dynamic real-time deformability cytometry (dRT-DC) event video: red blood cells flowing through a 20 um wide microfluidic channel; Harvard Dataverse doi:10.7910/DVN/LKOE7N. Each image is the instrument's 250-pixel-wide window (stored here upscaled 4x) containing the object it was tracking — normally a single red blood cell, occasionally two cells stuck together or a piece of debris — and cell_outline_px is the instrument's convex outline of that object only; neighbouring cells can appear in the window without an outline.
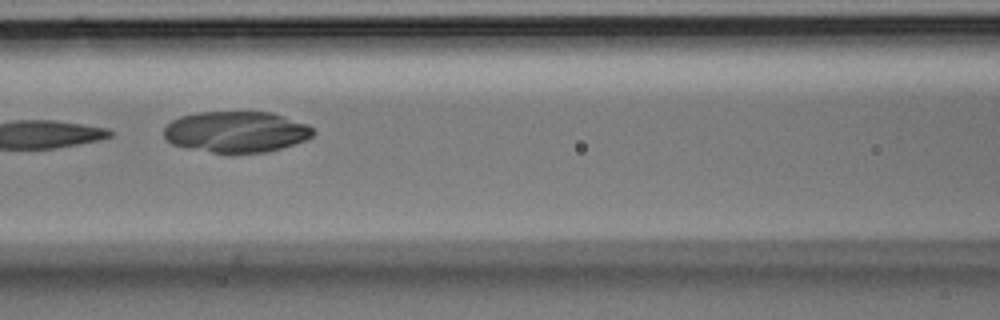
{"species": "Egyptian fruit bat (a non-hibernating species)", "species_latin": "Rousettus aegyptiacus", "temperature_condition": "room temperature", "stored_images_in_passage": 6, "camera_frame_rate_fps": 3000, "um_per_image_px": 0.085, "animal": {"sex": "male"}, "frame": {"image": 1, "passage_image": 6, "time_ms": 1.667, "image_size_px": [1000, 320], "cell_outline_px": [[316, 132], [312, 136], [304, 140], [280, 148], [264, 152], [212, 152], [188, 148], [172, 144], [164, 136], [164, 128], [172, 120], [180, 116], [200, 112], [272, 112], [308, 124]], "centroid_in_image_um": [20.08, 11.19], "position_along_channel_um": 146.5, "area_um2": 35.43}}